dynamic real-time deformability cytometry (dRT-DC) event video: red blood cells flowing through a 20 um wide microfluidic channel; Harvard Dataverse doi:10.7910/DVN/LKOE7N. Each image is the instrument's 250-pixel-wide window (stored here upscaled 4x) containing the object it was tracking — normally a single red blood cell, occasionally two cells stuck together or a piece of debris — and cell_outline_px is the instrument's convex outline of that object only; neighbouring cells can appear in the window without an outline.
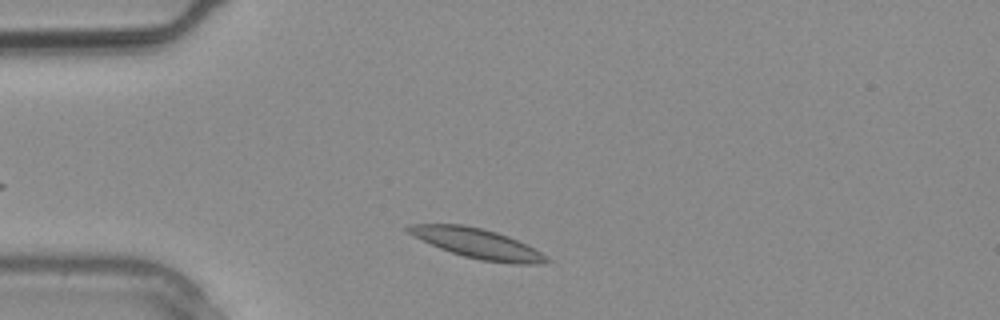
{"species": "common noctule bat (a hibernating species)", "species_latin": "Nyctalus noctula", "temperature_condition": "warm", "stored_images_in_passage": 4, "camera_frame_rate_fps": 3000, "um_per_image_px": 0.085, "animal": {"sex": "male", "body_mass_g": 20.4}, "frame": {"image": 1, "passage_image": 4, "time_ms": 1.0, "image_size_px": [1000, 320], "cell_outline_px": [[552, 260], [540, 264], [512, 264], [480, 260], [464, 256], [440, 248], [412, 236], [404, 228], [408, 224], [464, 224], [496, 232], [508, 236], [548, 256]], "centroid_in_image_um": [40.55, 20.69], "position_along_channel_um": 44.4, "area_um2": 23.87}}